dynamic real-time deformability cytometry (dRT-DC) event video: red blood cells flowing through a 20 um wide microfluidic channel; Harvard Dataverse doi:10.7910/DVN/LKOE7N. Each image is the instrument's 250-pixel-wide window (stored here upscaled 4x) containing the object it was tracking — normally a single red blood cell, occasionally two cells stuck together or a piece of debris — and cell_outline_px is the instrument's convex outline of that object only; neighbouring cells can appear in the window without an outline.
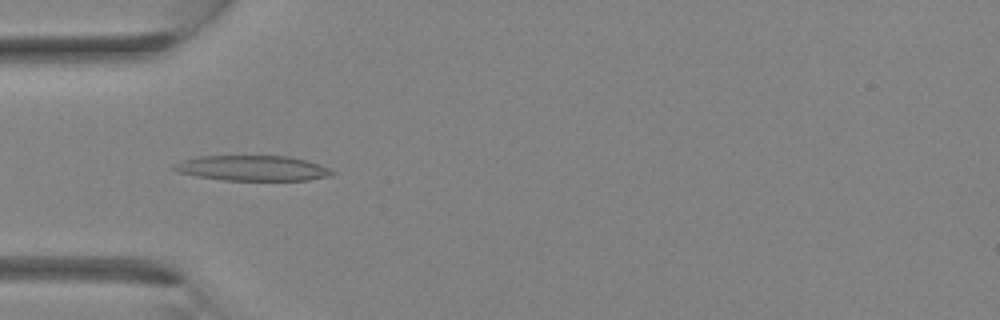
{"species": "Egyptian fruit bat (a non-hibernating species)", "species_latin": "Rousettus aegyptiacus", "temperature_condition": "room temperature", "stored_images_in_passage": 7, "camera_frame_rate_fps": 3000, "um_per_image_px": 0.085, "animal": {"sex": "female"}, "frame": {"image": 1, "passage_image": 3, "time_ms": 0.667, "image_size_px": [1000, 320], "cell_outline_px": [[336, 172], [328, 176], [308, 180], [224, 180], [196, 176], [180, 172], [172, 168], [176, 164], [184, 160], [196, 156], [288, 156], [320, 164]], "centroid_in_image_um": [21.48, 14.29], "position_along_channel_um": 63.5, "area_um2": 23.0}}
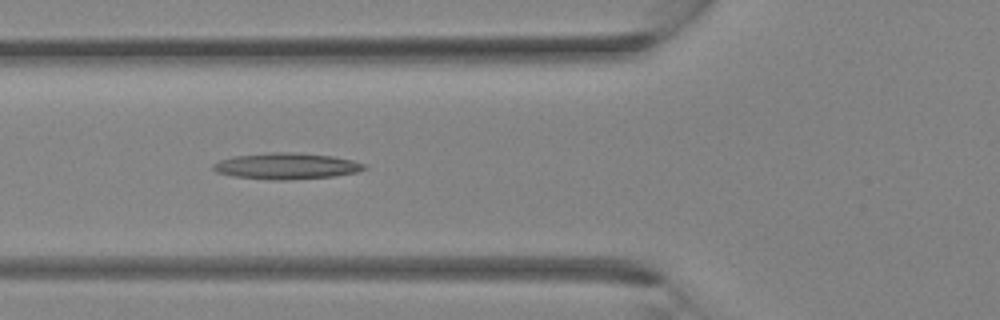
{"frame": {"image": 2, "passage_image": 5, "time_ms": 1.333, "image_size_px": [1000, 320], "cell_outline_px": [[368, 168], [356, 172], [336, 176], [284, 180], [272, 180], [232, 176], [216, 172], [212, 168], [212, 164], [220, 160], [232, 156], [268, 152], [300, 152], [332, 156], [352, 160], [368, 164]], "centroid_in_image_um": [24.36, 14.11], "position_along_channel_um": 101.4, "area_um2": 23.41}}
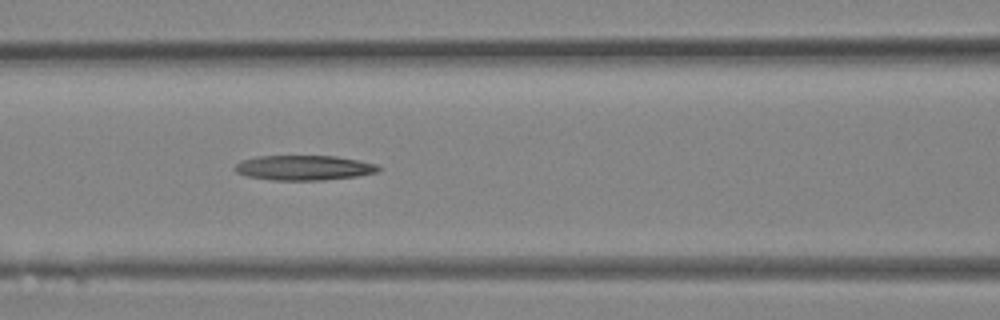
{"frame": {"image": 3, "passage_image": 7, "time_ms": 2.0, "image_size_px": [1000, 320], "cell_outline_px": [[380, 168], [376, 172], [356, 176], [324, 180], [272, 180], [248, 176], [236, 172], [232, 168], [240, 160], [256, 156], [336, 156], [360, 160], [376, 164]], "centroid_in_image_um": [25.79, 14.25], "position_along_channel_um": 140.8, "area_um2": 20.87}}